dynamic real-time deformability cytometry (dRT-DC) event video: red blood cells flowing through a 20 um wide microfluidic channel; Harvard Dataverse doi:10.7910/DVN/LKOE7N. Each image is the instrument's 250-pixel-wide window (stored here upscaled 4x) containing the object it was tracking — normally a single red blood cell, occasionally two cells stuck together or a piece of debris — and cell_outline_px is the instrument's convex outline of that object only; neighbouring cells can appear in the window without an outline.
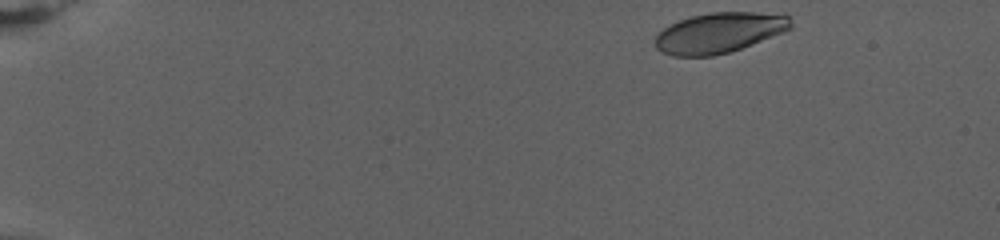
{"species": "human", "species_latin": "Homo sapiens", "temperature_condition": "warm", "stored_images_in_passage": 67, "camera_frame_rate_fps": 3000, "um_per_image_px": 0.085, "donor": {"sex": "female"}, "frame": {"image": 1, "passage_image": 1, "time_ms": 0.0, "image_size_px": [1000, 240], "cell_outline_px": [[792, 28], [740, 48], [728, 52], [712, 56], [672, 56], [660, 52], [656, 48], [656, 36], [668, 24], [692, 16], [708, 12], [756, 12], [788, 16], [792, 24]], "centroid_in_image_um": [61.08, 2.78], "position_along_channel_um": 23.9, "area_um2": 31.5}}
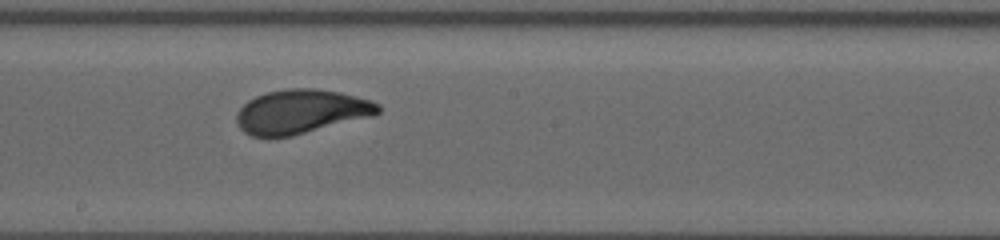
{"frame": {"image": 2, "passage_image": 36, "time_ms": 11.667, "image_size_px": [1000, 240], "cell_outline_px": [[380, 112], [372, 116], [292, 136], [252, 136], [244, 132], [240, 128], [236, 120], [236, 112], [248, 100], [256, 96], [268, 92], [288, 88], [316, 88], [340, 92], [372, 100], [380, 104]], "centroid_in_image_um": [25.6, 9.47], "position_along_channel_um": 222.6, "area_um2": 36.3}}
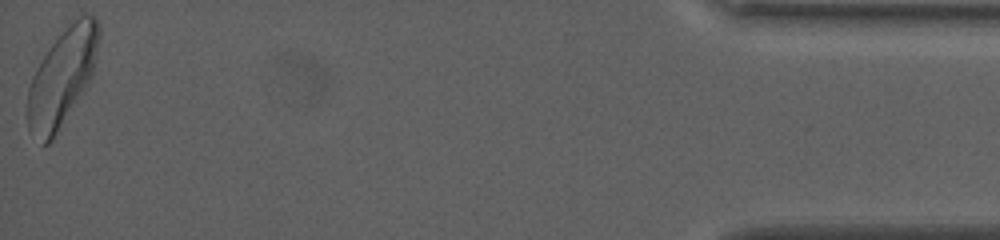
{"frame": {"image": 3, "passage_image": 67, "time_ms": 22.0, "image_size_px": [1000, 240], "cell_outline_px": [[100, 36], [92, 76], [48, 144], [44, 144], [28, 128], [28, 88], [32, 76], [36, 68], [48, 48], [84, 12], [96, 16], [100, 24]], "centroid_in_image_um": [5.3, 6.5], "position_along_channel_um": 429.9, "area_um2": 39.02}, "authors_computed_cell_mechanics": {"area_um2": 35.6626, "velocity_mm_per_s": 2.7822, "shape_relaxation_time_tau1_ms": 3.6168, "shape_relaxation_time_tau2_ms": 0.9953, "deformation_change_tau1": 0.1501, "deformation_change_tau2": 0.0741}}